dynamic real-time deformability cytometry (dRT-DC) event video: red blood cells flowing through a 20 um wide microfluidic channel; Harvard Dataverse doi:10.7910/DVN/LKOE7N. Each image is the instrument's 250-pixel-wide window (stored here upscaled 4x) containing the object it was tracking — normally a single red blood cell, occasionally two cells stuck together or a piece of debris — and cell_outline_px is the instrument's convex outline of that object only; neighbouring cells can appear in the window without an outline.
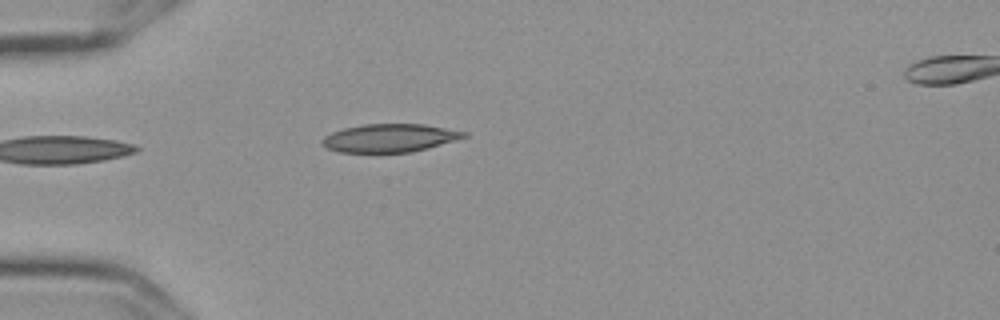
{"species": "Egyptian fruit bat (a non-hibernating species)", "species_latin": "Rousettus aegyptiacus", "temperature_condition": "cold", "stored_images_in_passage": 6, "camera_frame_rate_fps": 3000, "um_per_image_px": 0.085, "frame": {"image": 1, "passage_image": 5, "time_ms": 1.333, "image_size_px": [1000, 320], "cell_outline_px": [[468, 136], [428, 148], [412, 152], [340, 152], [328, 148], [320, 144], [320, 140], [324, 136], [332, 132], [344, 128], [364, 124], [424, 124], [468, 132]], "centroid_in_image_um": [33.11, 11.72], "position_along_channel_um": 51.9, "area_um2": 23.24}}